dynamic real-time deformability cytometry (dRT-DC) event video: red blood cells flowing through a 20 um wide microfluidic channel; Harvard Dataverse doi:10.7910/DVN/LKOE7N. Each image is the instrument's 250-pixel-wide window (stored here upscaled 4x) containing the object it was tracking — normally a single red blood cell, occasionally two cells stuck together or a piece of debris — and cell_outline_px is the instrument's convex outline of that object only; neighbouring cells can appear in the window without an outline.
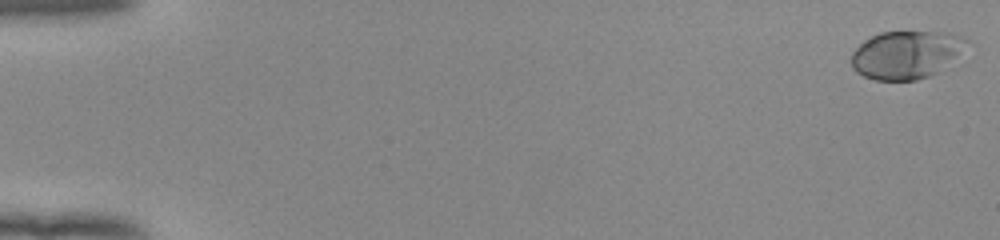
{"species": "human", "species_latin": "Homo sapiens", "temperature_condition": "room temperature", "stored_images_in_passage": 14, "camera_frame_rate_fps": 3000, "um_per_image_px": 0.085, "donor": {"sex": "female"}, "frame": {"image": 1, "passage_image": 1, "time_ms": 0.0, "image_size_px": [1000, 240], "cell_outline_px": [[972, 40], [936, 72], [928, 76], [916, 80], [876, 80], [864, 76], [856, 72], [852, 68], [848, 60], [852, 52], [864, 40], [880, 32], [952, 32]], "centroid_in_image_um": [76.96, 4.63], "position_along_channel_um": 8.0, "area_um2": 32.02}}